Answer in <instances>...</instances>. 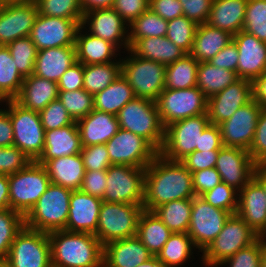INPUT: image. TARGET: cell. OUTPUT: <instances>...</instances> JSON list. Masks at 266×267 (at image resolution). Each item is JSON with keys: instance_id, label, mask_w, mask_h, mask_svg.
<instances>
[{"instance_id": "obj_70", "label": "cell", "mask_w": 266, "mask_h": 267, "mask_svg": "<svg viewBox=\"0 0 266 267\" xmlns=\"http://www.w3.org/2000/svg\"><path fill=\"white\" fill-rule=\"evenodd\" d=\"M136 267H163V265L156 256H152L151 258L137 265Z\"/></svg>"}, {"instance_id": "obj_64", "label": "cell", "mask_w": 266, "mask_h": 267, "mask_svg": "<svg viewBox=\"0 0 266 267\" xmlns=\"http://www.w3.org/2000/svg\"><path fill=\"white\" fill-rule=\"evenodd\" d=\"M223 147L221 130L218 125L209 124L200 135L197 151L220 150Z\"/></svg>"}, {"instance_id": "obj_11", "label": "cell", "mask_w": 266, "mask_h": 267, "mask_svg": "<svg viewBox=\"0 0 266 267\" xmlns=\"http://www.w3.org/2000/svg\"><path fill=\"white\" fill-rule=\"evenodd\" d=\"M5 262L10 267H50L52 259L48 233L24 225L12 242Z\"/></svg>"}, {"instance_id": "obj_29", "label": "cell", "mask_w": 266, "mask_h": 267, "mask_svg": "<svg viewBox=\"0 0 266 267\" xmlns=\"http://www.w3.org/2000/svg\"><path fill=\"white\" fill-rule=\"evenodd\" d=\"M76 62L75 46L42 49L37 51L33 74L58 82L66 70Z\"/></svg>"}, {"instance_id": "obj_50", "label": "cell", "mask_w": 266, "mask_h": 267, "mask_svg": "<svg viewBox=\"0 0 266 267\" xmlns=\"http://www.w3.org/2000/svg\"><path fill=\"white\" fill-rule=\"evenodd\" d=\"M201 197L214 207L236 214L238 207V191L224 182H220Z\"/></svg>"}, {"instance_id": "obj_71", "label": "cell", "mask_w": 266, "mask_h": 267, "mask_svg": "<svg viewBox=\"0 0 266 267\" xmlns=\"http://www.w3.org/2000/svg\"><path fill=\"white\" fill-rule=\"evenodd\" d=\"M262 267H266V245L263 244L262 250Z\"/></svg>"}, {"instance_id": "obj_44", "label": "cell", "mask_w": 266, "mask_h": 267, "mask_svg": "<svg viewBox=\"0 0 266 267\" xmlns=\"http://www.w3.org/2000/svg\"><path fill=\"white\" fill-rule=\"evenodd\" d=\"M16 63L18 72L23 78L34 73L37 49L30 36L21 37L6 46Z\"/></svg>"}, {"instance_id": "obj_16", "label": "cell", "mask_w": 266, "mask_h": 267, "mask_svg": "<svg viewBox=\"0 0 266 267\" xmlns=\"http://www.w3.org/2000/svg\"><path fill=\"white\" fill-rule=\"evenodd\" d=\"M83 19H66L38 14L30 38L36 49L75 46L76 33Z\"/></svg>"}, {"instance_id": "obj_62", "label": "cell", "mask_w": 266, "mask_h": 267, "mask_svg": "<svg viewBox=\"0 0 266 267\" xmlns=\"http://www.w3.org/2000/svg\"><path fill=\"white\" fill-rule=\"evenodd\" d=\"M239 53L236 44L232 41L225 46L209 63L218 68H224L237 73Z\"/></svg>"}, {"instance_id": "obj_19", "label": "cell", "mask_w": 266, "mask_h": 267, "mask_svg": "<svg viewBox=\"0 0 266 267\" xmlns=\"http://www.w3.org/2000/svg\"><path fill=\"white\" fill-rule=\"evenodd\" d=\"M82 26L92 35L107 40L118 49L129 47V25L113 8L95 9L84 13ZM89 28H87V27Z\"/></svg>"}, {"instance_id": "obj_6", "label": "cell", "mask_w": 266, "mask_h": 267, "mask_svg": "<svg viewBox=\"0 0 266 267\" xmlns=\"http://www.w3.org/2000/svg\"><path fill=\"white\" fill-rule=\"evenodd\" d=\"M9 208L24 217L49 186L50 179L44 165L31 161L21 171L8 176Z\"/></svg>"}, {"instance_id": "obj_65", "label": "cell", "mask_w": 266, "mask_h": 267, "mask_svg": "<svg viewBox=\"0 0 266 267\" xmlns=\"http://www.w3.org/2000/svg\"><path fill=\"white\" fill-rule=\"evenodd\" d=\"M3 108H0V146L10 147L14 140L13 126L9 113Z\"/></svg>"}, {"instance_id": "obj_15", "label": "cell", "mask_w": 266, "mask_h": 267, "mask_svg": "<svg viewBox=\"0 0 266 267\" xmlns=\"http://www.w3.org/2000/svg\"><path fill=\"white\" fill-rule=\"evenodd\" d=\"M105 146L112 165L146 168L159 153L143 137L121 128Z\"/></svg>"}, {"instance_id": "obj_31", "label": "cell", "mask_w": 266, "mask_h": 267, "mask_svg": "<svg viewBox=\"0 0 266 267\" xmlns=\"http://www.w3.org/2000/svg\"><path fill=\"white\" fill-rule=\"evenodd\" d=\"M44 167L51 183L72 191L80 189L86 172L80 153L50 159L44 164Z\"/></svg>"}, {"instance_id": "obj_21", "label": "cell", "mask_w": 266, "mask_h": 267, "mask_svg": "<svg viewBox=\"0 0 266 267\" xmlns=\"http://www.w3.org/2000/svg\"><path fill=\"white\" fill-rule=\"evenodd\" d=\"M252 99V81L239 78L221 92L208 98L207 113L210 124L219 126Z\"/></svg>"}, {"instance_id": "obj_1", "label": "cell", "mask_w": 266, "mask_h": 267, "mask_svg": "<svg viewBox=\"0 0 266 267\" xmlns=\"http://www.w3.org/2000/svg\"><path fill=\"white\" fill-rule=\"evenodd\" d=\"M195 197L192 173L181 161H171L157 154L146 167L144 187V210L173 200Z\"/></svg>"}, {"instance_id": "obj_20", "label": "cell", "mask_w": 266, "mask_h": 267, "mask_svg": "<svg viewBox=\"0 0 266 267\" xmlns=\"http://www.w3.org/2000/svg\"><path fill=\"white\" fill-rule=\"evenodd\" d=\"M256 166L247 150L223 146L219 150L215 168L222 182L239 192L254 178Z\"/></svg>"}, {"instance_id": "obj_3", "label": "cell", "mask_w": 266, "mask_h": 267, "mask_svg": "<svg viewBox=\"0 0 266 267\" xmlns=\"http://www.w3.org/2000/svg\"><path fill=\"white\" fill-rule=\"evenodd\" d=\"M72 190L50 183L24 217L25 226L44 233L66 228Z\"/></svg>"}, {"instance_id": "obj_55", "label": "cell", "mask_w": 266, "mask_h": 267, "mask_svg": "<svg viewBox=\"0 0 266 267\" xmlns=\"http://www.w3.org/2000/svg\"><path fill=\"white\" fill-rule=\"evenodd\" d=\"M248 152L256 164H266V108H262Z\"/></svg>"}, {"instance_id": "obj_68", "label": "cell", "mask_w": 266, "mask_h": 267, "mask_svg": "<svg viewBox=\"0 0 266 267\" xmlns=\"http://www.w3.org/2000/svg\"><path fill=\"white\" fill-rule=\"evenodd\" d=\"M8 208H9L8 176L0 174V210Z\"/></svg>"}, {"instance_id": "obj_59", "label": "cell", "mask_w": 266, "mask_h": 267, "mask_svg": "<svg viewBox=\"0 0 266 267\" xmlns=\"http://www.w3.org/2000/svg\"><path fill=\"white\" fill-rule=\"evenodd\" d=\"M219 150L197 151L195 150L181 162L191 172L200 171L216 166Z\"/></svg>"}, {"instance_id": "obj_47", "label": "cell", "mask_w": 266, "mask_h": 267, "mask_svg": "<svg viewBox=\"0 0 266 267\" xmlns=\"http://www.w3.org/2000/svg\"><path fill=\"white\" fill-rule=\"evenodd\" d=\"M38 13L58 18L83 19L80 0H34Z\"/></svg>"}, {"instance_id": "obj_61", "label": "cell", "mask_w": 266, "mask_h": 267, "mask_svg": "<svg viewBox=\"0 0 266 267\" xmlns=\"http://www.w3.org/2000/svg\"><path fill=\"white\" fill-rule=\"evenodd\" d=\"M84 72L83 64L76 62L69 67L57 82L58 91H74L83 89Z\"/></svg>"}, {"instance_id": "obj_26", "label": "cell", "mask_w": 266, "mask_h": 267, "mask_svg": "<svg viewBox=\"0 0 266 267\" xmlns=\"http://www.w3.org/2000/svg\"><path fill=\"white\" fill-rule=\"evenodd\" d=\"M84 30V26L80 25L76 33L75 47L78 62L92 65L117 61V55L121 54L114 44Z\"/></svg>"}, {"instance_id": "obj_45", "label": "cell", "mask_w": 266, "mask_h": 267, "mask_svg": "<svg viewBox=\"0 0 266 267\" xmlns=\"http://www.w3.org/2000/svg\"><path fill=\"white\" fill-rule=\"evenodd\" d=\"M25 225L24 216L10 208L0 210V261H5L17 233Z\"/></svg>"}, {"instance_id": "obj_63", "label": "cell", "mask_w": 266, "mask_h": 267, "mask_svg": "<svg viewBox=\"0 0 266 267\" xmlns=\"http://www.w3.org/2000/svg\"><path fill=\"white\" fill-rule=\"evenodd\" d=\"M149 9L166 21L183 15L179 0H150Z\"/></svg>"}, {"instance_id": "obj_53", "label": "cell", "mask_w": 266, "mask_h": 267, "mask_svg": "<svg viewBox=\"0 0 266 267\" xmlns=\"http://www.w3.org/2000/svg\"><path fill=\"white\" fill-rule=\"evenodd\" d=\"M32 160L18 147L0 146V174L12 175L25 168Z\"/></svg>"}, {"instance_id": "obj_69", "label": "cell", "mask_w": 266, "mask_h": 267, "mask_svg": "<svg viewBox=\"0 0 266 267\" xmlns=\"http://www.w3.org/2000/svg\"><path fill=\"white\" fill-rule=\"evenodd\" d=\"M254 179L262 186L266 195V164H257Z\"/></svg>"}, {"instance_id": "obj_42", "label": "cell", "mask_w": 266, "mask_h": 267, "mask_svg": "<svg viewBox=\"0 0 266 267\" xmlns=\"http://www.w3.org/2000/svg\"><path fill=\"white\" fill-rule=\"evenodd\" d=\"M23 81L9 49L0 46V102L14 99L19 94Z\"/></svg>"}, {"instance_id": "obj_30", "label": "cell", "mask_w": 266, "mask_h": 267, "mask_svg": "<svg viewBox=\"0 0 266 267\" xmlns=\"http://www.w3.org/2000/svg\"><path fill=\"white\" fill-rule=\"evenodd\" d=\"M57 82L34 74L24 78L19 94L14 100L26 109L40 112L51 101L58 99Z\"/></svg>"}, {"instance_id": "obj_10", "label": "cell", "mask_w": 266, "mask_h": 267, "mask_svg": "<svg viewBox=\"0 0 266 267\" xmlns=\"http://www.w3.org/2000/svg\"><path fill=\"white\" fill-rule=\"evenodd\" d=\"M209 124L208 113L169 124L159 154L171 161H182L199 147L200 135Z\"/></svg>"}, {"instance_id": "obj_14", "label": "cell", "mask_w": 266, "mask_h": 267, "mask_svg": "<svg viewBox=\"0 0 266 267\" xmlns=\"http://www.w3.org/2000/svg\"><path fill=\"white\" fill-rule=\"evenodd\" d=\"M230 215V212L207 203L201 196L192 198L187 234L192 238L199 253H202L217 237Z\"/></svg>"}, {"instance_id": "obj_22", "label": "cell", "mask_w": 266, "mask_h": 267, "mask_svg": "<svg viewBox=\"0 0 266 267\" xmlns=\"http://www.w3.org/2000/svg\"><path fill=\"white\" fill-rule=\"evenodd\" d=\"M232 41L239 53L238 77L253 81L261 76L266 71V42L243 30L236 33Z\"/></svg>"}, {"instance_id": "obj_41", "label": "cell", "mask_w": 266, "mask_h": 267, "mask_svg": "<svg viewBox=\"0 0 266 267\" xmlns=\"http://www.w3.org/2000/svg\"><path fill=\"white\" fill-rule=\"evenodd\" d=\"M85 89L93 96L121 76V58L104 64L83 65Z\"/></svg>"}, {"instance_id": "obj_37", "label": "cell", "mask_w": 266, "mask_h": 267, "mask_svg": "<svg viewBox=\"0 0 266 267\" xmlns=\"http://www.w3.org/2000/svg\"><path fill=\"white\" fill-rule=\"evenodd\" d=\"M197 249L187 233H172L161 251L157 254L163 267H183L193 258ZM192 256V257H191Z\"/></svg>"}, {"instance_id": "obj_2", "label": "cell", "mask_w": 266, "mask_h": 267, "mask_svg": "<svg viewBox=\"0 0 266 267\" xmlns=\"http://www.w3.org/2000/svg\"><path fill=\"white\" fill-rule=\"evenodd\" d=\"M55 267H103V245L94 234L67 230L48 233Z\"/></svg>"}, {"instance_id": "obj_40", "label": "cell", "mask_w": 266, "mask_h": 267, "mask_svg": "<svg viewBox=\"0 0 266 267\" xmlns=\"http://www.w3.org/2000/svg\"><path fill=\"white\" fill-rule=\"evenodd\" d=\"M199 62L190 54L166 65L165 88L188 89L196 87Z\"/></svg>"}, {"instance_id": "obj_13", "label": "cell", "mask_w": 266, "mask_h": 267, "mask_svg": "<svg viewBox=\"0 0 266 267\" xmlns=\"http://www.w3.org/2000/svg\"><path fill=\"white\" fill-rule=\"evenodd\" d=\"M164 127L169 124L207 113L208 98L198 87L188 89L165 88L156 101Z\"/></svg>"}, {"instance_id": "obj_60", "label": "cell", "mask_w": 266, "mask_h": 267, "mask_svg": "<svg viewBox=\"0 0 266 267\" xmlns=\"http://www.w3.org/2000/svg\"><path fill=\"white\" fill-rule=\"evenodd\" d=\"M192 181L195 196H201L222 182L220 174L215 167L193 172Z\"/></svg>"}, {"instance_id": "obj_56", "label": "cell", "mask_w": 266, "mask_h": 267, "mask_svg": "<svg viewBox=\"0 0 266 267\" xmlns=\"http://www.w3.org/2000/svg\"><path fill=\"white\" fill-rule=\"evenodd\" d=\"M150 0H114L112 8L130 25L149 9Z\"/></svg>"}, {"instance_id": "obj_17", "label": "cell", "mask_w": 266, "mask_h": 267, "mask_svg": "<svg viewBox=\"0 0 266 267\" xmlns=\"http://www.w3.org/2000/svg\"><path fill=\"white\" fill-rule=\"evenodd\" d=\"M38 14L34 0L3 2L0 8V46L29 36Z\"/></svg>"}, {"instance_id": "obj_36", "label": "cell", "mask_w": 266, "mask_h": 267, "mask_svg": "<svg viewBox=\"0 0 266 267\" xmlns=\"http://www.w3.org/2000/svg\"><path fill=\"white\" fill-rule=\"evenodd\" d=\"M134 98L133 88L121 75L108 87L93 96L94 109L117 115Z\"/></svg>"}, {"instance_id": "obj_67", "label": "cell", "mask_w": 266, "mask_h": 267, "mask_svg": "<svg viewBox=\"0 0 266 267\" xmlns=\"http://www.w3.org/2000/svg\"><path fill=\"white\" fill-rule=\"evenodd\" d=\"M83 12L95 9L112 8L114 0H80Z\"/></svg>"}, {"instance_id": "obj_38", "label": "cell", "mask_w": 266, "mask_h": 267, "mask_svg": "<svg viewBox=\"0 0 266 267\" xmlns=\"http://www.w3.org/2000/svg\"><path fill=\"white\" fill-rule=\"evenodd\" d=\"M239 79L236 72L218 68L209 62H200L197 70L196 86L209 98L221 92Z\"/></svg>"}, {"instance_id": "obj_48", "label": "cell", "mask_w": 266, "mask_h": 267, "mask_svg": "<svg viewBox=\"0 0 266 267\" xmlns=\"http://www.w3.org/2000/svg\"><path fill=\"white\" fill-rule=\"evenodd\" d=\"M58 99L68 111L74 121L87 116L93 109V95L85 89L70 91H59Z\"/></svg>"}, {"instance_id": "obj_5", "label": "cell", "mask_w": 266, "mask_h": 267, "mask_svg": "<svg viewBox=\"0 0 266 267\" xmlns=\"http://www.w3.org/2000/svg\"><path fill=\"white\" fill-rule=\"evenodd\" d=\"M121 57V75L133 88L135 97L156 102L165 89L166 65L134 55L129 49Z\"/></svg>"}, {"instance_id": "obj_8", "label": "cell", "mask_w": 266, "mask_h": 267, "mask_svg": "<svg viewBox=\"0 0 266 267\" xmlns=\"http://www.w3.org/2000/svg\"><path fill=\"white\" fill-rule=\"evenodd\" d=\"M259 237L239 215L231 214L217 237L202 252V264L205 267H217Z\"/></svg>"}, {"instance_id": "obj_33", "label": "cell", "mask_w": 266, "mask_h": 267, "mask_svg": "<svg viewBox=\"0 0 266 267\" xmlns=\"http://www.w3.org/2000/svg\"><path fill=\"white\" fill-rule=\"evenodd\" d=\"M233 35L227 31L210 26L198 25L190 55L200 62H209L225 46L232 42Z\"/></svg>"}, {"instance_id": "obj_4", "label": "cell", "mask_w": 266, "mask_h": 267, "mask_svg": "<svg viewBox=\"0 0 266 267\" xmlns=\"http://www.w3.org/2000/svg\"><path fill=\"white\" fill-rule=\"evenodd\" d=\"M121 129L146 139L158 152L164 143L165 127L154 101L135 97L116 115Z\"/></svg>"}, {"instance_id": "obj_32", "label": "cell", "mask_w": 266, "mask_h": 267, "mask_svg": "<svg viewBox=\"0 0 266 267\" xmlns=\"http://www.w3.org/2000/svg\"><path fill=\"white\" fill-rule=\"evenodd\" d=\"M248 0H213L207 23L231 35L243 30Z\"/></svg>"}, {"instance_id": "obj_52", "label": "cell", "mask_w": 266, "mask_h": 267, "mask_svg": "<svg viewBox=\"0 0 266 267\" xmlns=\"http://www.w3.org/2000/svg\"><path fill=\"white\" fill-rule=\"evenodd\" d=\"M38 113L45 131L66 127L75 122L59 99L51 101Z\"/></svg>"}, {"instance_id": "obj_27", "label": "cell", "mask_w": 266, "mask_h": 267, "mask_svg": "<svg viewBox=\"0 0 266 267\" xmlns=\"http://www.w3.org/2000/svg\"><path fill=\"white\" fill-rule=\"evenodd\" d=\"M76 124L82 146L106 144L120 129L116 115L95 109Z\"/></svg>"}, {"instance_id": "obj_28", "label": "cell", "mask_w": 266, "mask_h": 267, "mask_svg": "<svg viewBox=\"0 0 266 267\" xmlns=\"http://www.w3.org/2000/svg\"><path fill=\"white\" fill-rule=\"evenodd\" d=\"M82 143L76 121L66 127L45 131V144L37 162L44 165L48 160L72 156L82 151Z\"/></svg>"}, {"instance_id": "obj_54", "label": "cell", "mask_w": 266, "mask_h": 267, "mask_svg": "<svg viewBox=\"0 0 266 267\" xmlns=\"http://www.w3.org/2000/svg\"><path fill=\"white\" fill-rule=\"evenodd\" d=\"M80 154L86 171L107 170L112 165L105 144L83 146Z\"/></svg>"}, {"instance_id": "obj_18", "label": "cell", "mask_w": 266, "mask_h": 267, "mask_svg": "<svg viewBox=\"0 0 266 267\" xmlns=\"http://www.w3.org/2000/svg\"><path fill=\"white\" fill-rule=\"evenodd\" d=\"M262 107L252 99L241 106L219 127L225 147H239L248 151L252 144Z\"/></svg>"}, {"instance_id": "obj_66", "label": "cell", "mask_w": 266, "mask_h": 267, "mask_svg": "<svg viewBox=\"0 0 266 267\" xmlns=\"http://www.w3.org/2000/svg\"><path fill=\"white\" fill-rule=\"evenodd\" d=\"M253 99L262 107L266 108V71L252 81Z\"/></svg>"}, {"instance_id": "obj_74", "label": "cell", "mask_w": 266, "mask_h": 267, "mask_svg": "<svg viewBox=\"0 0 266 267\" xmlns=\"http://www.w3.org/2000/svg\"><path fill=\"white\" fill-rule=\"evenodd\" d=\"M2 2H7V1H27V0H1Z\"/></svg>"}, {"instance_id": "obj_35", "label": "cell", "mask_w": 266, "mask_h": 267, "mask_svg": "<svg viewBox=\"0 0 266 267\" xmlns=\"http://www.w3.org/2000/svg\"><path fill=\"white\" fill-rule=\"evenodd\" d=\"M171 234L153 211H142L138 220L137 237L153 256H157Z\"/></svg>"}, {"instance_id": "obj_23", "label": "cell", "mask_w": 266, "mask_h": 267, "mask_svg": "<svg viewBox=\"0 0 266 267\" xmlns=\"http://www.w3.org/2000/svg\"><path fill=\"white\" fill-rule=\"evenodd\" d=\"M102 202L101 198L83 193L80 190L72 191L68 220L64 230L95 234Z\"/></svg>"}, {"instance_id": "obj_39", "label": "cell", "mask_w": 266, "mask_h": 267, "mask_svg": "<svg viewBox=\"0 0 266 267\" xmlns=\"http://www.w3.org/2000/svg\"><path fill=\"white\" fill-rule=\"evenodd\" d=\"M192 198L173 200L156 207L153 212L172 233H187L190 223Z\"/></svg>"}, {"instance_id": "obj_51", "label": "cell", "mask_w": 266, "mask_h": 267, "mask_svg": "<svg viewBox=\"0 0 266 267\" xmlns=\"http://www.w3.org/2000/svg\"><path fill=\"white\" fill-rule=\"evenodd\" d=\"M263 241L259 237L255 242L240 249L217 267H262Z\"/></svg>"}, {"instance_id": "obj_46", "label": "cell", "mask_w": 266, "mask_h": 267, "mask_svg": "<svg viewBox=\"0 0 266 267\" xmlns=\"http://www.w3.org/2000/svg\"><path fill=\"white\" fill-rule=\"evenodd\" d=\"M166 37L186 54H189L194 42L198 24L184 15L168 21Z\"/></svg>"}, {"instance_id": "obj_49", "label": "cell", "mask_w": 266, "mask_h": 267, "mask_svg": "<svg viewBox=\"0 0 266 267\" xmlns=\"http://www.w3.org/2000/svg\"><path fill=\"white\" fill-rule=\"evenodd\" d=\"M243 31L266 42V0H248Z\"/></svg>"}, {"instance_id": "obj_34", "label": "cell", "mask_w": 266, "mask_h": 267, "mask_svg": "<svg viewBox=\"0 0 266 267\" xmlns=\"http://www.w3.org/2000/svg\"><path fill=\"white\" fill-rule=\"evenodd\" d=\"M129 50L139 58L164 65L174 63L186 54L166 36L137 39Z\"/></svg>"}, {"instance_id": "obj_72", "label": "cell", "mask_w": 266, "mask_h": 267, "mask_svg": "<svg viewBox=\"0 0 266 267\" xmlns=\"http://www.w3.org/2000/svg\"><path fill=\"white\" fill-rule=\"evenodd\" d=\"M260 238L262 239L263 244L266 245V230L261 234Z\"/></svg>"}, {"instance_id": "obj_12", "label": "cell", "mask_w": 266, "mask_h": 267, "mask_svg": "<svg viewBox=\"0 0 266 267\" xmlns=\"http://www.w3.org/2000/svg\"><path fill=\"white\" fill-rule=\"evenodd\" d=\"M146 168L111 165L107 169L103 201L143 205Z\"/></svg>"}, {"instance_id": "obj_7", "label": "cell", "mask_w": 266, "mask_h": 267, "mask_svg": "<svg viewBox=\"0 0 266 267\" xmlns=\"http://www.w3.org/2000/svg\"><path fill=\"white\" fill-rule=\"evenodd\" d=\"M13 126V146L18 147L32 161H37L43 153L45 129L37 111L24 108L14 99L4 100ZM8 106V107H7Z\"/></svg>"}, {"instance_id": "obj_25", "label": "cell", "mask_w": 266, "mask_h": 267, "mask_svg": "<svg viewBox=\"0 0 266 267\" xmlns=\"http://www.w3.org/2000/svg\"><path fill=\"white\" fill-rule=\"evenodd\" d=\"M152 256L137 236L119 239L103 246V267H136Z\"/></svg>"}, {"instance_id": "obj_24", "label": "cell", "mask_w": 266, "mask_h": 267, "mask_svg": "<svg viewBox=\"0 0 266 267\" xmlns=\"http://www.w3.org/2000/svg\"><path fill=\"white\" fill-rule=\"evenodd\" d=\"M236 214L259 236L266 230V195L254 178L238 192Z\"/></svg>"}, {"instance_id": "obj_58", "label": "cell", "mask_w": 266, "mask_h": 267, "mask_svg": "<svg viewBox=\"0 0 266 267\" xmlns=\"http://www.w3.org/2000/svg\"><path fill=\"white\" fill-rule=\"evenodd\" d=\"M107 170L86 171L80 191L103 200L106 190Z\"/></svg>"}, {"instance_id": "obj_43", "label": "cell", "mask_w": 266, "mask_h": 267, "mask_svg": "<svg viewBox=\"0 0 266 267\" xmlns=\"http://www.w3.org/2000/svg\"><path fill=\"white\" fill-rule=\"evenodd\" d=\"M167 27L168 21L151 9L146 10L129 25V47L137 39L166 36Z\"/></svg>"}, {"instance_id": "obj_73", "label": "cell", "mask_w": 266, "mask_h": 267, "mask_svg": "<svg viewBox=\"0 0 266 267\" xmlns=\"http://www.w3.org/2000/svg\"><path fill=\"white\" fill-rule=\"evenodd\" d=\"M0 267H10L5 261H0Z\"/></svg>"}, {"instance_id": "obj_57", "label": "cell", "mask_w": 266, "mask_h": 267, "mask_svg": "<svg viewBox=\"0 0 266 267\" xmlns=\"http://www.w3.org/2000/svg\"><path fill=\"white\" fill-rule=\"evenodd\" d=\"M183 15L198 25L207 23L213 0H179Z\"/></svg>"}, {"instance_id": "obj_9", "label": "cell", "mask_w": 266, "mask_h": 267, "mask_svg": "<svg viewBox=\"0 0 266 267\" xmlns=\"http://www.w3.org/2000/svg\"><path fill=\"white\" fill-rule=\"evenodd\" d=\"M143 210V205L103 201L94 235L103 246L111 241L137 236L138 220Z\"/></svg>"}]
</instances>
